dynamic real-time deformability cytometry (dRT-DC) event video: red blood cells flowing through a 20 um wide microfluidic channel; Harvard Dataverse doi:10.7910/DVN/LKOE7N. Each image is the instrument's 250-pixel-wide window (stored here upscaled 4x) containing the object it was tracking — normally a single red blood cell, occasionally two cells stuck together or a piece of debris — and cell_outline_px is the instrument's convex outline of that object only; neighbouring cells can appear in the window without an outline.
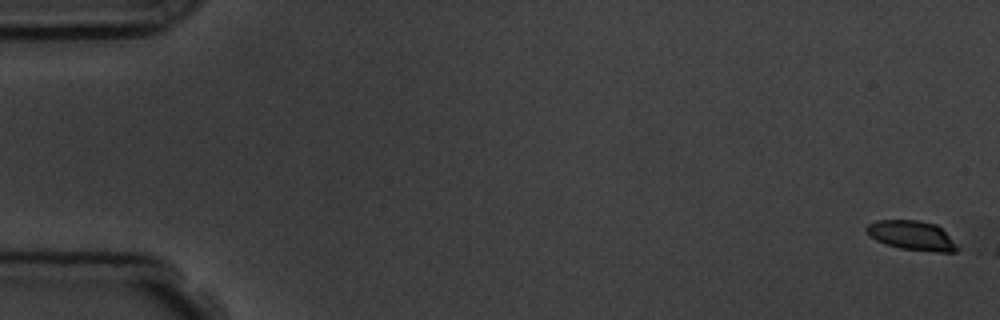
{"species": "common noctule bat (a hibernating species)", "species_latin": "Nyctalus noctula", "temperature_condition": "room temperature", "stored_images_in_passage": 4, "camera_frame_rate_fps": 3000, "um_per_image_px": 0.085, "animal": {"sex": "male", "body_mass_g": 19.5, "forearm_length_mm": 54.6}, "frame": {"image": 1, "passage_image": 1, "time_ms": 0.0, "image_size_px": [1000, 320], "cell_outline_px": [[960, 248], [956, 252], [936, 252], [900, 248], [876, 240], [864, 228], [868, 224], [876, 220], [916, 220], [936, 224]], "centroid_in_image_um": [77.52, 20.01], "position_along_channel_um": 7.5, "area_um2": 15.32}}